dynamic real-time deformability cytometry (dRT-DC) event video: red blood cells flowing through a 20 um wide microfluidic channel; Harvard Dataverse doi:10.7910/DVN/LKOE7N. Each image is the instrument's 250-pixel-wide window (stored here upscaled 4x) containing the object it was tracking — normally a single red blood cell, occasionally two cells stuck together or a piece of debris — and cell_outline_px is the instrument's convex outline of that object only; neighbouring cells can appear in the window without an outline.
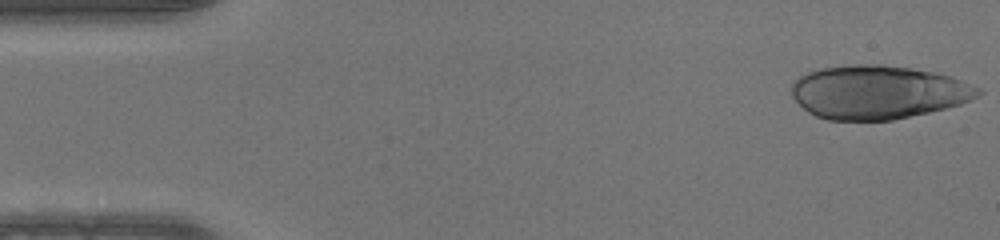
{"species": "human", "species_latin": "Homo sapiens", "temperature_condition": "warm", "stored_images_in_passage": 48, "camera_frame_rate_fps": 3000, "um_per_image_px": 0.085, "donor": {"sex": "male"}, "frame": {"image": 1, "passage_image": 1, "time_ms": 0.0, "image_size_px": [1000, 240], "cell_outline_px": [[984, 92], [960, 104], [928, 112], [892, 120], [828, 120], [816, 116], [808, 112], [792, 96], [792, 84], [800, 76], [808, 72], [820, 68], [856, 64], [880, 64], [936, 72], [952, 76], [980, 88]], "centroid_in_image_um": [74.63, 7.83], "position_along_channel_um": 10.4, "area_um2": 57.97}}